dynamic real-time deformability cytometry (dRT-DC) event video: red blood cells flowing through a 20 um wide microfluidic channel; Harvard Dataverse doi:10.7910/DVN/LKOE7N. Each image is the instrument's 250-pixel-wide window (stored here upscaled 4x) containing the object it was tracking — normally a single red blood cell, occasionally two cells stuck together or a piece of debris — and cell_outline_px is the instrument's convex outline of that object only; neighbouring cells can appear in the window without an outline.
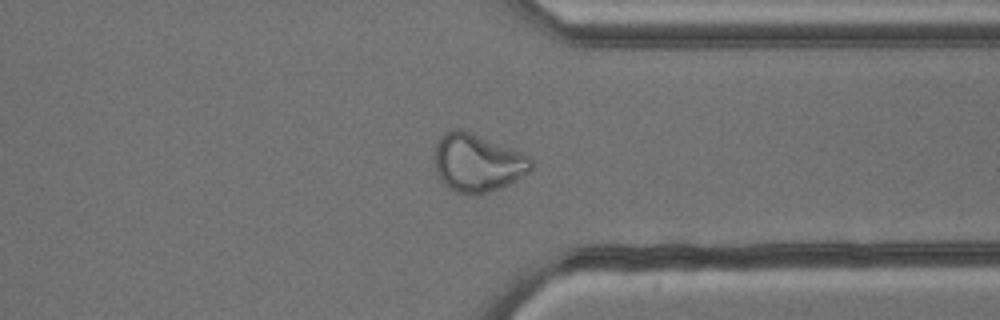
{"species": "common noctule bat (a hibernating species)", "species_latin": "Nyctalus noctula", "temperature_condition": "cold", "stored_images_in_passage": 43, "camera_frame_rate_fps": 3000, "um_per_image_px": 0.085, "animal": {"sex": "male", "body_mass_g": 13.3}, "frame": {"image": 1, "passage_image": 31, "time_ms": 10.0, "image_size_px": [1000, 320], "cell_outline_px": [[532, 168], [528, 172], [508, 184], [500, 188], [488, 192], [456, 192], [444, 184], [436, 172], [436, 144], [440, 136], [444, 132], [452, 128], [460, 128], [528, 156], [532, 160]], "centroid_in_image_um": [40.55, 13.81], "position_along_channel_um": 370.9, "area_um2": 31.67}}